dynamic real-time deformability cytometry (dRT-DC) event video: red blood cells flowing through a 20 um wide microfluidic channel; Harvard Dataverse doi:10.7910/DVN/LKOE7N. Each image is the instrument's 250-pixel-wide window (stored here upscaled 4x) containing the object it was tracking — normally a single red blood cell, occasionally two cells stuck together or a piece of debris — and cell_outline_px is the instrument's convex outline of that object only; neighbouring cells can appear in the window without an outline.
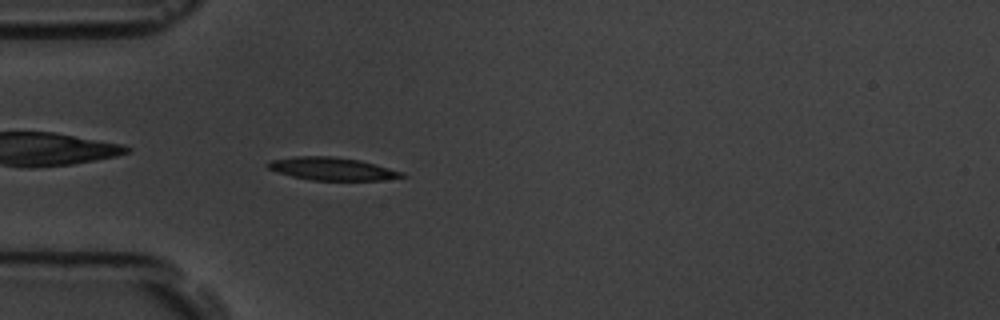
{"species": "common noctule bat (a hibernating species)", "species_latin": "Nyctalus noctula", "temperature_condition": "room temperature", "stored_images_in_passage": 55, "camera_frame_rate_fps": 3000, "um_per_image_px": 0.085, "animal": {"sex": "male", "body_mass_g": 19.5, "forearm_length_mm": 54.6}, "frame": {"image": 1, "passage_image": 16, "time_ms": 5.0, "image_size_px": [1000, 320], "cell_outline_px": [[408, 176], [384, 180], [312, 180], [292, 176], [268, 168], [264, 164], [268, 160], [296, 156], [332, 156], [360, 160], [376, 164], [404, 172]], "centroid_in_image_um": [28.24, 14.34], "position_along_channel_um": 56.8, "area_um2": 17.92}}
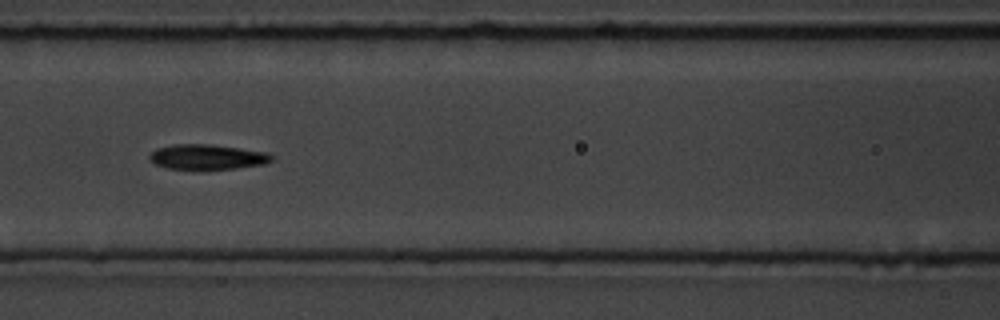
{"frame": {"image": 2, "passage_image": 24, "time_ms": 7.667, "image_size_px": [1000, 320], "cell_outline_px": [[272, 160], [264, 164], [236, 168], [168, 168], [156, 164], [148, 156], [156, 148], [172, 144], [208, 144], [240, 148], [268, 152], [272, 156]], "centroid_in_image_um": [17.63, 13.31], "position_along_channel_um": 149.0, "area_um2": 17.46}}
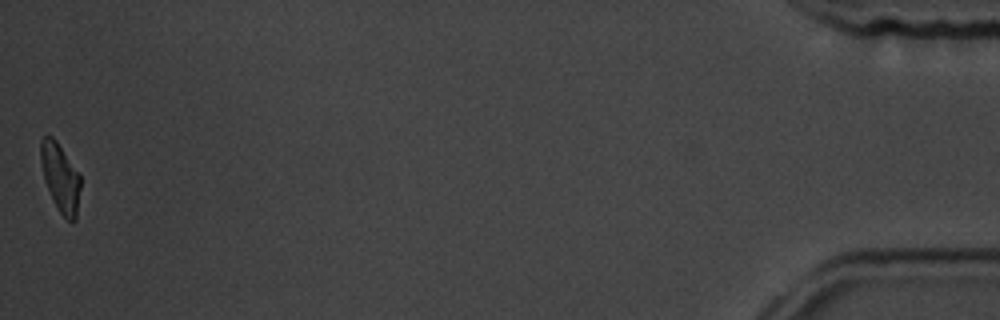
{"frame": {"image": 3, "passage_image": 55, "time_ms": 18.0, "image_size_px": [1000, 320], "cell_outline_px": [[80, 188], [76, 220], [72, 224], [60, 212], [52, 200], [44, 180], [40, 160], [40, 140], [44, 136], [52, 136], [56, 140], [80, 176]], "centroid_in_image_um": [5.11, 15.11], "position_along_channel_um": 430.1, "area_um2": 15.78}, "authors_computed_cell_mechanics": {"area_um2": 17.3978, "velocity_mm_per_s": 3.6589, "shape_relaxation_time_tau1_ms": 3.2123, "shape_relaxation_time_tau2_ms": 2.3966, "deformation_change_tau1": 0.1714, "deformation_change_tau2": 0.1007}}